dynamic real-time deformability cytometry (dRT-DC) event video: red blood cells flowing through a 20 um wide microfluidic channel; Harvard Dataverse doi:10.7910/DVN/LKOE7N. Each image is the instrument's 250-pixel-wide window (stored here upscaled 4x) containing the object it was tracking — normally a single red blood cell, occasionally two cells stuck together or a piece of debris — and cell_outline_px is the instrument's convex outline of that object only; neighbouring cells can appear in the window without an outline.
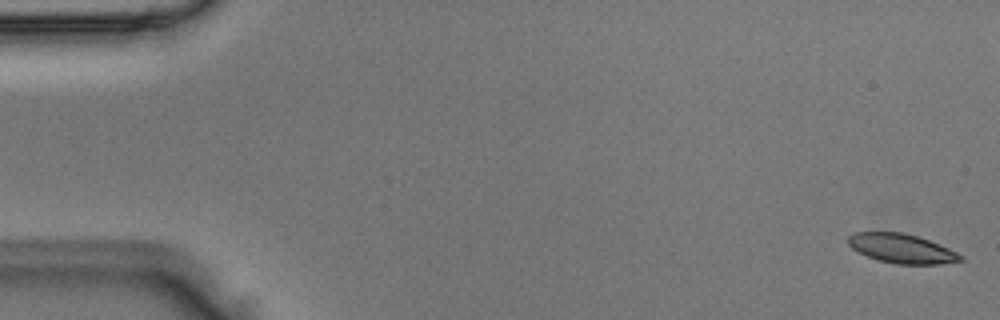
{"species": "Egyptian fruit bat (a non-hibernating species)", "species_latin": "Rousettus aegyptiacus", "temperature_condition": "room temperature", "stored_images_in_passage": 51, "camera_frame_rate_fps": 3000, "um_per_image_px": 0.085, "animal": {"sex": "male"}, "frame": {"image": 1, "passage_image": 1, "time_ms": 0.0, "image_size_px": [1000, 320], "cell_outline_px": [[964, 260], [940, 264], [896, 264], [880, 260], [868, 256], [852, 248], [848, 244], [848, 236], [856, 232], [900, 232], [916, 236], [928, 240], [948, 248], [964, 256]], "centroid_in_image_um": [76.65, 21.12], "position_along_channel_um": 8.3, "area_um2": 18.9}}
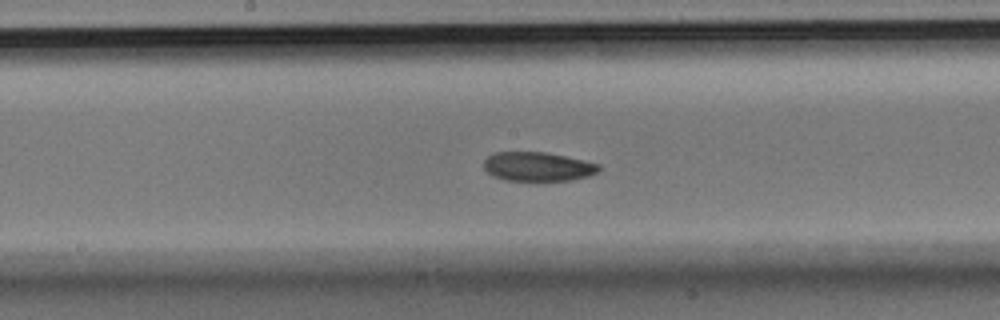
{"frame": {"image": 2, "passage_image": 26, "time_ms": 8.333, "image_size_px": [1000, 320], "cell_outline_px": [[600, 168], [596, 172], [588, 176], [572, 180], [540, 184], [504, 180], [492, 176], [484, 168], [484, 160], [488, 156], [496, 152], [544, 152], [584, 160], [600, 164]], "centroid_in_image_um": [45.7, 14.22], "position_along_channel_um": 202.5, "area_um2": 20.35}}
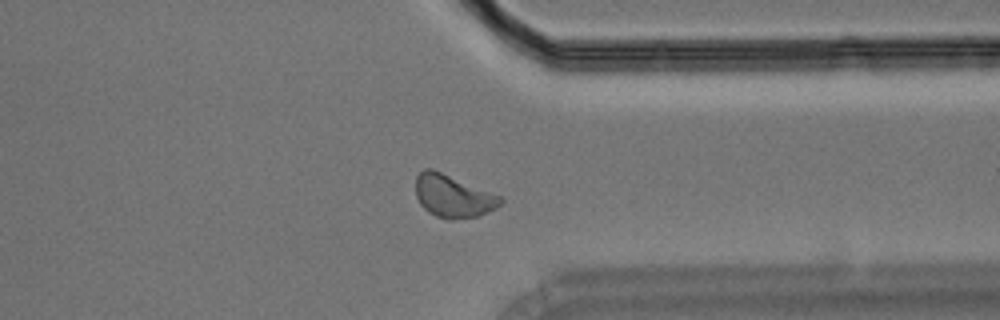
{"frame": {"image": 3, "passage_image": 39, "time_ms": 12.667, "image_size_px": [1000, 320], "cell_outline_px": [[504, 200], [496, 208], [480, 216], [452, 220], [448, 220], [436, 216], [428, 212], [420, 204], [416, 196], [416, 176], [424, 168], [432, 168], [500, 196]], "centroid_in_image_um": [38.49, 16.68], "position_along_channel_um": 372.9, "area_um2": 21.04}}